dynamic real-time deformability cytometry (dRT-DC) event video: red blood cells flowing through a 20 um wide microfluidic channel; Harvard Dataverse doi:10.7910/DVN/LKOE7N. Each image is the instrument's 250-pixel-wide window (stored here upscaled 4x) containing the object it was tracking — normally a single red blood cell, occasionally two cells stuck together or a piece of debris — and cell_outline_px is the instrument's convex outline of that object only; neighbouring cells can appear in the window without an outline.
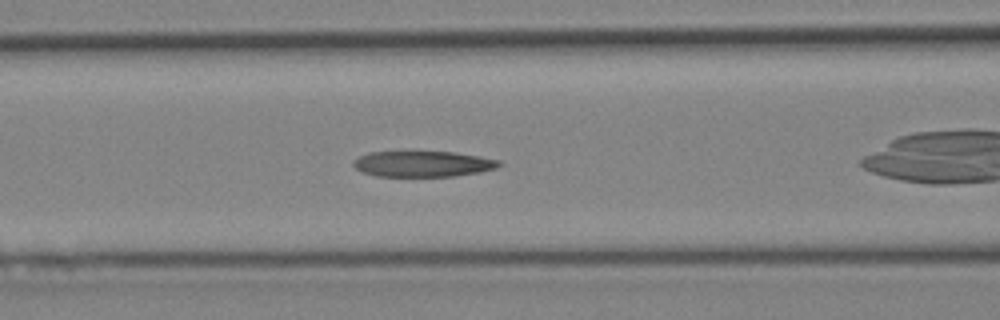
{"species": "Egyptian fruit bat (a non-hibernating species)", "species_latin": "Rousettus aegyptiacus", "temperature_condition": "cold", "stored_images_in_passage": 41, "camera_frame_rate_fps": 3000, "um_per_image_px": 0.085, "animal": {"sex": "female"}, "frame": {"image": 1, "passage_image": 15, "time_ms": 4.667, "image_size_px": [1000, 320], "cell_outline_px": [[504, 164], [496, 168], [480, 172], [452, 176], [376, 176], [364, 172], [356, 168], [352, 164], [352, 160], [368, 152], [452, 152], [480, 156], [500, 160]], "centroid_in_image_um": [35.97, 13.93], "position_along_channel_um": 130.6, "area_um2": 21.85}}
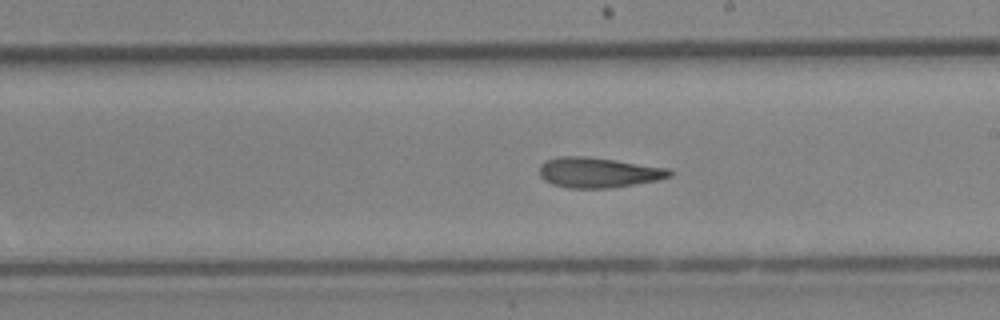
{"frame": {"image": 2, "passage_image": 22, "time_ms": 7.0, "image_size_px": [1000, 320], "cell_outline_px": [[676, 172], [672, 176], [656, 180], [608, 188], [568, 188], [552, 184], [544, 180], [540, 176], [540, 164], [548, 160], [560, 156], [588, 156], [668, 168]], "centroid_in_image_um": [50.86, 14.66], "position_along_channel_um": 238.1, "area_um2": 22.83}}
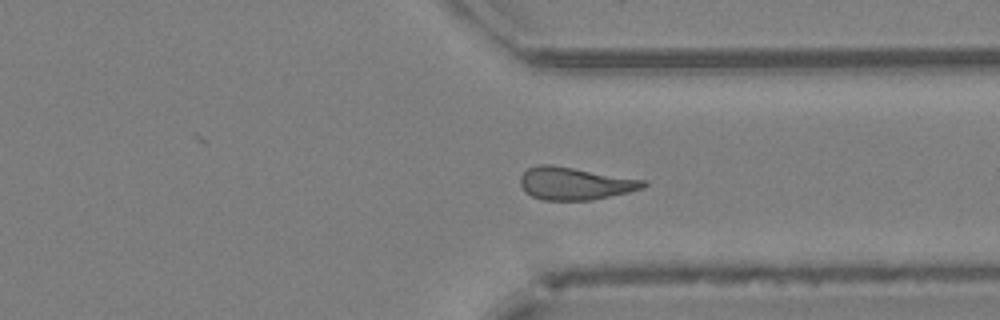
{"frame": {"image": 3, "passage_image": 30, "time_ms": 9.667, "image_size_px": [1000, 320], "cell_outline_px": [[648, 184], [644, 188], [628, 192], [592, 200], [544, 200], [532, 196], [524, 192], [520, 184], [520, 176], [528, 168], [540, 164], [552, 164], [648, 180]], "centroid_in_image_um": [48.88, 15.59], "position_along_channel_um": 362.5, "area_um2": 23.64}}